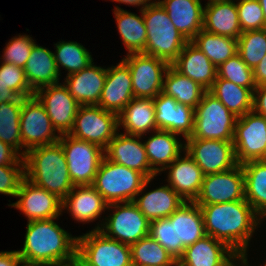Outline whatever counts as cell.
I'll return each mask as SVG.
<instances>
[{"label": "cell", "instance_id": "1", "mask_svg": "<svg viewBox=\"0 0 266 266\" xmlns=\"http://www.w3.org/2000/svg\"><path fill=\"white\" fill-rule=\"evenodd\" d=\"M57 218L27 222L24 245L17 250L24 266H70L77 256V236L61 228Z\"/></svg>", "mask_w": 266, "mask_h": 266}, {"label": "cell", "instance_id": "2", "mask_svg": "<svg viewBox=\"0 0 266 266\" xmlns=\"http://www.w3.org/2000/svg\"><path fill=\"white\" fill-rule=\"evenodd\" d=\"M199 206L206 235L225 243L236 254H247L255 230L264 221L252 206L245 199Z\"/></svg>", "mask_w": 266, "mask_h": 266}, {"label": "cell", "instance_id": "3", "mask_svg": "<svg viewBox=\"0 0 266 266\" xmlns=\"http://www.w3.org/2000/svg\"><path fill=\"white\" fill-rule=\"evenodd\" d=\"M24 158L25 178L63 200L74 187L59 142L29 149Z\"/></svg>", "mask_w": 266, "mask_h": 266}, {"label": "cell", "instance_id": "4", "mask_svg": "<svg viewBox=\"0 0 266 266\" xmlns=\"http://www.w3.org/2000/svg\"><path fill=\"white\" fill-rule=\"evenodd\" d=\"M142 15L147 30L146 46L142 53L171 65L189 41L176 29L158 1L142 9Z\"/></svg>", "mask_w": 266, "mask_h": 266}, {"label": "cell", "instance_id": "5", "mask_svg": "<svg viewBox=\"0 0 266 266\" xmlns=\"http://www.w3.org/2000/svg\"><path fill=\"white\" fill-rule=\"evenodd\" d=\"M146 179L142 173L104 157L92 186L108 204L133 202Z\"/></svg>", "mask_w": 266, "mask_h": 266}, {"label": "cell", "instance_id": "6", "mask_svg": "<svg viewBox=\"0 0 266 266\" xmlns=\"http://www.w3.org/2000/svg\"><path fill=\"white\" fill-rule=\"evenodd\" d=\"M194 114V130L188 138L233 141L238 117L209 91L203 94Z\"/></svg>", "mask_w": 266, "mask_h": 266}, {"label": "cell", "instance_id": "7", "mask_svg": "<svg viewBox=\"0 0 266 266\" xmlns=\"http://www.w3.org/2000/svg\"><path fill=\"white\" fill-rule=\"evenodd\" d=\"M107 210H114L97 224L92 231H101L107 238L131 246L149 235L150 222L133 202L108 204Z\"/></svg>", "mask_w": 266, "mask_h": 266}, {"label": "cell", "instance_id": "8", "mask_svg": "<svg viewBox=\"0 0 266 266\" xmlns=\"http://www.w3.org/2000/svg\"><path fill=\"white\" fill-rule=\"evenodd\" d=\"M58 142L62 146L73 185H92L105 157L104 149L69 134L60 135Z\"/></svg>", "mask_w": 266, "mask_h": 266}, {"label": "cell", "instance_id": "9", "mask_svg": "<svg viewBox=\"0 0 266 266\" xmlns=\"http://www.w3.org/2000/svg\"><path fill=\"white\" fill-rule=\"evenodd\" d=\"M77 255L88 266H133L131 247L107 238L99 230L77 237Z\"/></svg>", "mask_w": 266, "mask_h": 266}, {"label": "cell", "instance_id": "10", "mask_svg": "<svg viewBox=\"0 0 266 266\" xmlns=\"http://www.w3.org/2000/svg\"><path fill=\"white\" fill-rule=\"evenodd\" d=\"M119 129L118 114L98 105H80L69 135L105 149Z\"/></svg>", "mask_w": 266, "mask_h": 266}, {"label": "cell", "instance_id": "11", "mask_svg": "<svg viewBox=\"0 0 266 266\" xmlns=\"http://www.w3.org/2000/svg\"><path fill=\"white\" fill-rule=\"evenodd\" d=\"M20 132L24 148L23 157L29 149L57 143L60 138L52 126L45 107L35 95L23 98Z\"/></svg>", "mask_w": 266, "mask_h": 266}, {"label": "cell", "instance_id": "12", "mask_svg": "<svg viewBox=\"0 0 266 266\" xmlns=\"http://www.w3.org/2000/svg\"><path fill=\"white\" fill-rule=\"evenodd\" d=\"M130 68L134 98L154 99L163 89V78L170 66L152 55L129 53L122 59Z\"/></svg>", "mask_w": 266, "mask_h": 266}, {"label": "cell", "instance_id": "13", "mask_svg": "<svg viewBox=\"0 0 266 266\" xmlns=\"http://www.w3.org/2000/svg\"><path fill=\"white\" fill-rule=\"evenodd\" d=\"M233 145L238 164L261 160L266 148V117L253 110L238 117Z\"/></svg>", "mask_w": 266, "mask_h": 266}, {"label": "cell", "instance_id": "14", "mask_svg": "<svg viewBox=\"0 0 266 266\" xmlns=\"http://www.w3.org/2000/svg\"><path fill=\"white\" fill-rule=\"evenodd\" d=\"M185 152L204 175L224 172L238 165L233 141L186 138Z\"/></svg>", "mask_w": 266, "mask_h": 266}, {"label": "cell", "instance_id": "15", "mask_svg": "<svg viewBox=\"0 0 266 266\" xmlns=\"http://www.w3.org/2000/svg\"><path fill=\"white\" fill-rule=\"evenodd\" d=\"M245 199L244 173L240 164L220 172L204 175L202 187L195 203L210 205Z\"/></svg>", "mask_w": 266, "mask_h": 266}, {"label": "cell", "instance_id": "16", "mask_svg": "<svg viewBox=\"0 0 266 266\" xmlns=\"http://www.w3.org/2000/svg\"><path fill=\"white\" fill-rule=\"evenodd\" d=\"M34 95L45 107L57 134H69L80 104L69 93L64 83L51 84L38 89Z\"/></svg>", "mask_w": 266, "mask_h": 266}, {"label": "cell", "instance_id": "17", "mask_svg": "<svg viewBox=\"0 0 266 266\" xmlns=\"http://www.w3.org/2000/svg\"><path fill=\"white\" fill-rule=\"evenodd\" d=\"M16 202L8 206L20 210L30 221L58 218L62 215V200L27 178L19 186Z\"/></svg>", "mask_w": 266, "mask_h": 266}, {"label": "cell", "instance_id": "18", "mask_svg": "<svg viewBox=\"0 0 266 266\" xmlns=\"http://www.w3.org/2000/svg\"><path fill=\"white\" fill-rule=\"evenodd\" d=\"M140 139V140H139ZM142 136L119 133L104 149L105 158L142 173L146 178L158 176L147 158Z\"/></svg>", "mask_w": 266, "mask_h": 266}, {"label": "cell", "instance_id": "19", "mask_svg": "<svg viewBox=\"0 0 266 266\" xmlns=\"http://www.w3.org/2000/svg\"><path fill=\"white\" fill-rule=\"evenodd\" d=\"M157 129L191 137L194 130V108L178 103L162 91L153 99Z\"/></svg>", "mask_w": 266, "mask_h": 266}, {"label": "cell", "instance_id": "20", "mask_svg": "<svg viewBox=\"0 0 266 266\" xmlns=\"http://www.w3.org/2000/svg\"><path fill=\"white\" fill-rule=\"evenodd\" d=\"M134 98L130 68L121 60L107 67V75L98 106L119 114Z\"/></svg>", "mask_w": 266, "mask_h": 266}, {"label": "cell", "instance_id": "21", "mask_svg": "<svg viewBox=\"0 0 266 266\" xmlns=\"http://www.w3.org/2000/svg\"><path fill=\"white\" fill-rule=\"evenodd\" d=\"M153 179L155 178L146 179L140 192L133 200V203L149 222L169 217L185 202L168 184L145 193L146 187Z\"/></svg>", "mask_w": 266, "mask_h": 266}, {"label": "cell", "instance_id": "22", "mask_svg": "<svg viewBox=\"0 0 266 266\" xmlns=\"http://www.w3.org/2000/svg\"><path fill=\"white\" fill-rule=\"evenodd\" d=\"M107 207L108 203L92 185L74 186L62 200V211L68 210L70 216L82 224L101 218Z\"/></svg>", "mask_w": 266, "mask_h": 266}, {"label": "cell", "instance_id": "23", "mask_svg": "<svg viewBox=\"0 0 266 266\" xmlns=\"http://www.w3.org/2000/svg\"><path fill=\"white\" fill-rule=\"evenodd\" d=\"M164 171L168 170V185L184 200L195 201L198 197L204 174L195 161L184 152Z\"/></svg>", "mask_w": 266, "mask_h": 266}, {"label": "cell", "instance_id": "24", "mask_svg": "<svg viewBox=\"0 0 266 266\" xmlns=\"http://www.w3.org/2000/svg\"><path fill=\"white\" fill-rule=\"evenodd\" d=\"M106 75L107 68L92 62L79 72L67 75L63 83L80 105H98Z\"/></svg>", "mask_w": 266, "mask_h": 266}, {"label": "cell", "instance_id": "25", "mask_svg": "<svg viewBox=\"0 0 266 266\" xmlns=\"http://www.w3.org/2000/svg\"><path fill=\"white\" fill-rule=\"evenodd\" d=\"M235 255L225 243L205 235L184 249L177 266H225Z\"/></svg>", "mask_w": 266, "mask_h": 266}, {"label": "cell", "instance_id": "26", "mask_svg": "<svg viewBox=\"0 0 266 266\" xmlns=\"http://www.w3.org/2000/svg\"><path fill=\"white\" fill-rule=\"evenodd\" d=\"M171 66L183 76L199 83L207 91L217 78V67L191 41L183 47Z\"/></svg>", "mask_w": 266, "mask_h": 266}, {"label": "cell", "instance_id": "27", "mask_svg": "<svg viewBox=\"0 0 266 266\" xmlns=\"http://www.w3.org/2000/svg\"><path fill=\"white\" fill-rule=\"evenodd\" d=\"M203 30L238 39L242 34L234 0L211 1L204 4Z\"/></svg>", "mask_w": 266, "mask_h": 266}, {"label": "cell", "instance_id": "28", "mask_svg": "<svg viewBox=\"0 0 266 266\" xmlns=\"http://www.w3.org/2000/svg\"><path fill=\"white\" fill-rule=\"evenodd\" d=\"M153 132L143 144L150 168L160 175L182 152H185V143L179 140L178 134L160 129Z\"/></svg>", "mask_w": 266, "mask_h": 266}, {"label": "cell", "instance_id": "29", "mask_svg": "<svg viewBox=\"0 0 266 266\" xmlns=\"http://www.w3.org/2000/svg\"><path fill=\"white\" fill-rule=\"evenodd\" d=\"M176 29L188 41L203 29V5L200 0H158Z\"/></svg>", "mask_w": 266, "mask_h": 266}, {"label": "cell", "instance_id": "30", "mask_svg": "<svg viewBox=\"0 0 266 266\" xmlns=\"http://www.w3.org/2000/svg\"><path fill=\"white\" fill-rule=\"evenodd\" d=\"M23 69L34 93L42 87L60 82L59 76L61 75L56 66L54 53L36 43Z\"/></svg>", "mask_w": 266, "mask_h": 266}, {"label": "cell", "instance_id": "31", "mask_svg": "<svg viewBox=\"0 0 266 266\" xmlns=\"http://www.w3.org/2000/svg\"><path fill=\"white\" fill-rule=\"evenodd\" d=\"M118 123L129 135L143 137L157 130L153 99L133 98L118 114Z\"/></svg>", "mask_w": 266, "mask_h": 266}, {"label": "cell", "instance_id": "32", "mask_svg": "<svg viewBox=\"0 0 266 266\" xmlns=\"http://www.w3.org/2000/svg\"><path fill=\"white\" fill-rule=\"evenodd\" d=\"M169 217L175 219L176 244H183V252L206 235L202 210L194 201H185Z\"/></svg>", "mask_w": 266, "mask_h": 266}, {"label": "cell", "instance_id": "33", "mask_svg": "<svg viewBox=\"0 0 266 266\" xmlns=\"http://www.w3.org/2000/svg\"><path fill=\"white\" fill-rule=\"evenodd\" d=\"M244 173L245 200L263 220L266 218V161L241 164Z\"/></svg>", "mask_w": 266, "mask_h": 266}, {"label": "cell", "instance_id": "34", "mask_svg": "<svg viewBox=\"0 0 266 266\" xmlns=\"http://www.w3.org/2000/svg\"><path fill=\"white\" fill-rule=\"evenodd\" d=\"M254 89L245 88L226 79L217 77L208 91L230 112L240 117L252 111Z\"/></svg>", "mask_w": 266, "mask_h": 266}, {"label": "cell", "instance_id": "35", "mask_svg": "<svg viewBox=\"0 0 266 266\" xmlns=\"http://www.w3.org/2000/svg\"><path fill=\"white\" fill-rule=\"evenodd\" d=\"M114 15L121 36L122 43L129 53L143 52L146 46L147 30L140 9L141 16L124 10L118 6L114 7Z\"/></svg>", "mask_w": 266, "mask_h": 266}, {"label": "cell", "instance_id": "36", "mask_svg": "<svg viewBox=\"0 0 266 266\" xmlns=\"http://www.w3.org/2000/svg\"><path fill=\"white\" fill-rule=\"evenodd\" d=\"M206 91L199 83L183 76L171 65L164 74L162 92L174 98L178 103L195 109Z\"/></svg>", "mask_w": 266, "mask_h": 266}, {"label": "cell", "instance_id": "37", "mask_svg": "<svg viewBox=\"0 0 266 266\" xmlns=\"http://www.w3.org/2000/svg\"><path fill=\"white\" fill-rule=\"evenodd\" d=\"M218 67L238 53L237 39L201 30L191 41Z\"/></svg>", "mask_w": 266, "mask_h": 266}, {"label": "cell", "instance_id": "38", "mask_svg": "<svg viewBox=\"0 0 266 266\" xmlns=\"http://www.w3.org/2000/svg\"><path fill=\"white\" fill-rule=\"evenodd\" d=\"M23 98L0 103V140L13 147L23 157L20 114Z\"/></svg>", "mask_w": 266, "mask_h": 266}, {"label": "cell", "instance_id": "39", "mask_svg": "<svg viewBox=\"0 0 266 266\" xmlns=\"http://www.w3.org/2000/svg\"><path fill=\"white\" fill-rule=\"evenodd\" d=\"M130 247L133 266H177L168 251L150 235Z\"/></svg>", "mask_w": 266, "mask_h": 266}, {"label": "cell", "instance_id": "40", "mask_svg": "<svg viewBox=\"0 0 266 266\" xmlns=\"http://www.w3.org/2000/svg\"><path fill=\"white\" fill-rule=\"evenodd\" d=\"M55 46L54 58L59 74L61 68L67 70L70 75L86 68L93 62V58L82 44L76 41H59Z\"/></svg>", "mask_w": 266, "mask_h": 266}, {"label": "cell", "instance_id": "41", "mask_svg": "<svg viewBox=\"0 0 266 266\" xmlns=\"http://www.w3.org/2000/svg\"><path fill=\"white\" fill-rule=\"evenodd\" d=\"M237 46L241 59L254 69L266 55V28L242 32Z\"/></svg>", "mask_w": 266, "mask_h": 266}, {"label": "cell", "instance_id": "42", "mask_svg": "<svg viewBox=\"0 0 266 266\" xmlns=\"http://www.w3.org/2000/svg\"><path fill=\"white\" fill-rule=\"evenodd\" d=\"M149 235L165 248L177 262L183 255V244H176L175 219L161 218L150 222Z\"/></svg>", "mask_w": 266, "mask_h": 266}, {"label": "cell", "instance_id": "43", "mask_svg": "<svg viewBox=\"0 0 266 266\" xmlns=\"http://www.w3.org/2000/svg\"><path fill=\"white\" fill-rule=\"evenodd\" d=\"M217 77L245 88H256L253 69L247 66L238 53L217 67Z\"/></svg>", "mask_w": 266, "mask_h": 266}, {"label": "cell", "instance_id": "44", "mask_svg": "<svg viewBox=\"0 0 266 266\" xmlns=\"http://www.w3.org/2000/svg\"><path fill=\"white\" fill-rule=\"evenodd\" d=\"M35 41L29 35H19L9 40L3 49L2 61L24 68Z\"/></svg>", "mask_w": 266, "mask_h": 266}, {"label": "cell", "instance_id": "45", "mask_svg": "<svg viewBox=\"0 0 266 266\" xmlns=\"http://www.w3.org/2000/svg\"><path fill=\"white\" fill-rule=\"evenodd\" d=\"M236 6L242 32L265 28V18L258 0H239Z\"/></svg>", "mask_w": 266, "mask_h": 266}, {"label": "cell", "instance_id": "46", "mask_svg": "<svg viewBox=\"0 0 266 266\" xmlns=\"http://www.w3.org/2000/svg\"><path fill=\"white\" fill-rule=\"evenodd\" d=\"M0 79L21 98L34 95L26 79L24 69L12 63H0Z\"/></svg>", "mask_w": 266, "mask_h": 266}, {"label": "cell", "instance_id": "47", "mask_svg": "<svg viewBox=\"0 0 266 266\" xmlns=\"http://www.w3.org/2000/svg\"><path fill=\"white\" fill-rule=\"evenodd\" d=\"M24 178L25 165L0 166V193L16 197L19 186Z\"/></svg>", "mask_w": 266, "mask_h": 266}, {"label": "cell", "instance_id": "48", "mask_svg": "<svg viewBox=\"0 0 266 266\" xmlns=\"http://www.w3.org/2000/svg\"><path fill=\"white\" fill-rule=\"evenodd\" d=\"M2 165H25V162L13 147L0 140V166Z\"/></svg>", "mask_w": 266, "mask_h": 266}, {"label": "cell", "instance_id": "49", "mask_svg": "<svg viewBox=\"0 0 266 266\" xmlns=\"http://www.w3.org/2000/svg\"><path fill=\"white\" fill-rule=\"evenodd\" d=\"M252 110L266 117V85L256 86L254 89Z\"/></svg>", "mask_w": 266, "mask_h": 266}, {"label": "cell", "instance_id": "50", "mask_svg": "<svg viewBox=\"0 0 266 266\" xmlns=\"http://www.w3.org/2000/svg\"><path fill=\"white\" fill-rule=\"evenodd\" d=\"M24 266L18 251H0V266Z\"/></svg>", "mask_w": 266, "mask_h": 266}, {"label": "cell", "instance_id": "51", "mask_svg": "<svg viewBox=\"0 0 266 266\" xmlns=\"http://www.w3.org/2000/svg\"><path fill=\"white\" fill-rule=\"evenodd\" d=\"M253 77L256 86L266 85V55L253 69Z\"/></svg>", "mask_w": 266, "mask_h": 266}, {"label": "cell", "instance_id": "52", "mask_svg": "<svg viewBox=\"0 0 266 266\" xmlns=\"http://www.w3.org/2000/svg\"><path fill=\"white\" fill-rule=\"evenodd\" d=\"M18 98L19 96L0 79V103L12 102L17 100Z\"/></svg>", "mask_w": 266, "mask_h": 266}, {"label": "cell", "instance_id": "53", "mask_svg": "<svg viewBox=\"0 0 266 266\" xmlns=\"http://www.w3.org/2000/svg\"><path fill=\"white\" fill-rule=\"evenodd\" d=\"M225 266H250L248 261V253L236 254Z\"/></svg>", "mask_w": 266, "mask_h": 266}, {"label": "cell", "instance_id": "54", "mask_svg": "<svg viewBox=\"0 0 266 266\" xmlns=\"http://www.w3.org/2000/svg\"><path fill=\"white\" fill-rule=\"evenodd\" d=\"M112 1H115V2H119L121 4H127L128 6L129 5H133L135 7L137 6H141L140 9H144L146 8L147 6H149L150 4L154 3L155 1H151V0H112Z\"/></svg>", "mask_w": 266, "mask_h": 266}, {"label": "cell", "instance_id": "55", "mask_svg": "<svg viewBox=\"0 0 266 266\" xmlns=\"http://www.w3.org/2000/svg\"><path fill=\"white\" fill-rule=\"evenodd\" d=\"M72 265L73 266H88L78 255L76 256V259Z\"/></svg>", "mask_w": 266, "mask_h": 266}, {"label": "cell", "instance_id": "56", "mask_svg": "<svg viewBox=\"0 0 266 266\" xmlns=\"http://www.w3.org/2000/svg\"><path fill=\"white\" fill-rule=\"evenodd\" d=\"M260 3V6L262 7L263 10V15L265 18V28H266V0H258Z\"/></svg>", "mask_w": 266, "mask_h": 266}, {"label": "cell", "instance_id": "57", "mask_svg": "<svg viewBox=\"0 0 266 266\" xmlns=\"http://www.w3.org/2000/svg\"><path fill=\"white\" fill-rule=\"evenodd\" d=\"M261 160H262V161H266V148H265L264 156H263V158H262Z\"/></svg>", "mask_w": 266, "mask_h": 266}, {"label": "cell", "instance_id": "58", "mask_svg": "<svg viewBox=\"0 0 266 266\" xmlns=\"http://www.w3.org/2000/svg\"><path fill=\"white\" fill-rule=\"evenodd\" d=\"M211 1H222V0H208V2H211Z\"/></svg>", "mask_w": 266, "mask_h": 266}]
</instances>
